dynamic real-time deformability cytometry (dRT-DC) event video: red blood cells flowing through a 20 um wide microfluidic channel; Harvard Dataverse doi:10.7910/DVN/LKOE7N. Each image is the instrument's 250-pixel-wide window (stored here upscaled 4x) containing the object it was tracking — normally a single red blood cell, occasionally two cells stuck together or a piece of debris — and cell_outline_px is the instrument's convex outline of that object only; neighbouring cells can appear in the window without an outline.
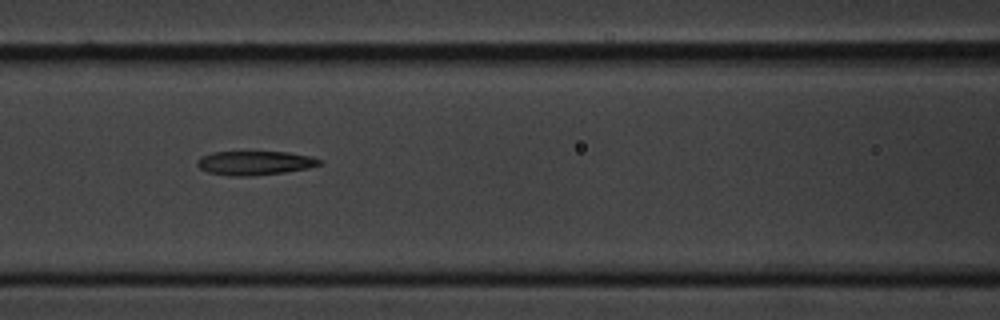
{"species": "common noctule bat (a hibernating species)", "species_latin": "Nyctalus noctula", "temperature_condition": "cold", "stored_images_in_passage": 9, "camera_frame_rate_fps": 3000, "um_per_image_px": 0.085, "animal": {"sex": "male", "body_mass_g": 20.1, "forearm_length_mm": 53.5}, "frame": {"image": 1, "passage_image": 8, "time_ms": 8.0, "image_size_px": [1000, 320], "cell_outline_px": [[320, 164], [308, 168], [284, 172], [248, 176], [232, 176], [208, 172], [200, 168], [196, 164], [196, 160], [200, 156], [212, 152], [288, 152], [312, 156], [320, 160]], "centroid_in_image_um": [21.62, 13.84], "position_along_channel_um": 145.0, "area_um2": 17.05}}
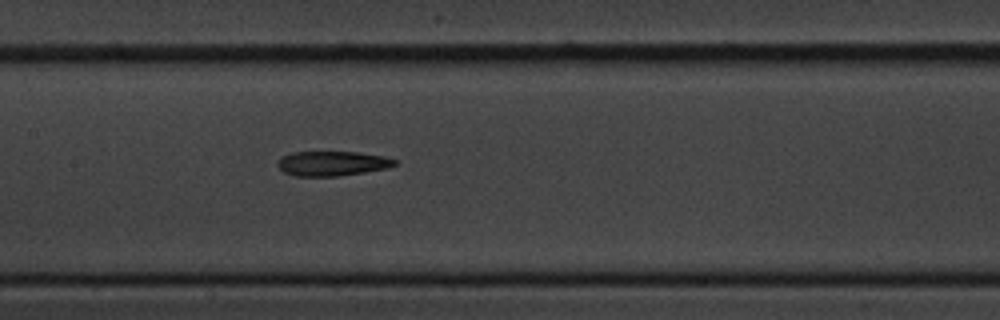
{"frame": {"image": 2, "passage_image": 9, "time_ms": 9.0, "image_size_px": [1000, 320], "cell_outline_px": [[396, 164], [384, 168], [364, 172], [336, 176], [296, 176], [284, 172], [276, 164], [280, 156], [292, 152], [360, 152], [384, 156], [396, 160]], "centroid_in_image_um": [28.19, 13.88], "position_along_channel_um": 179.2, "area_um2": 16.76}}